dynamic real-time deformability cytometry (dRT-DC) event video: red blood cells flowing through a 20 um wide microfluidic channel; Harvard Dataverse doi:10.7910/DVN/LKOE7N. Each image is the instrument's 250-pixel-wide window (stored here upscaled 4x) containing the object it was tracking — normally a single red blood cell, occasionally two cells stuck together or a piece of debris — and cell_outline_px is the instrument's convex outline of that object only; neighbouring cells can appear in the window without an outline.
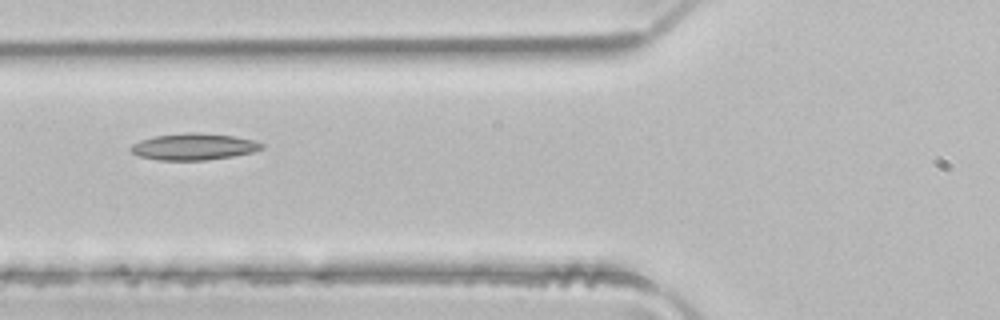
{"species": "common noctule bat (a hibernating species)", "species_latin": "Nyctalus noctula", "temperature_condition": "room temperature", "stored_images_in_passage": 5, "camera_frame_rate_fps": 3000, "um_per_image_px": 0.085, "animal": {"sex": "male", "body_mass_g": 21.5, "forearm_length_mm": 52.0}, "frame": {"image": 1, "passage_image": 5, "time_ms": 1.333, "image_size_px": [1000, 320], "cell_outline_px": [[264, 148], [252, 152], [232, 156], [204, 160], [156, 160], [140, 156], [132, 152], [128, 148], [132, 144], [140, 140], [156, 136], [188, 132], [200, 132], [236, 136], [252, 140], [264, 144]], "centroid_in_image_um": [16.46, 12.46], "position_along_channel_um": 109.3, "area_um2": 20.29}}